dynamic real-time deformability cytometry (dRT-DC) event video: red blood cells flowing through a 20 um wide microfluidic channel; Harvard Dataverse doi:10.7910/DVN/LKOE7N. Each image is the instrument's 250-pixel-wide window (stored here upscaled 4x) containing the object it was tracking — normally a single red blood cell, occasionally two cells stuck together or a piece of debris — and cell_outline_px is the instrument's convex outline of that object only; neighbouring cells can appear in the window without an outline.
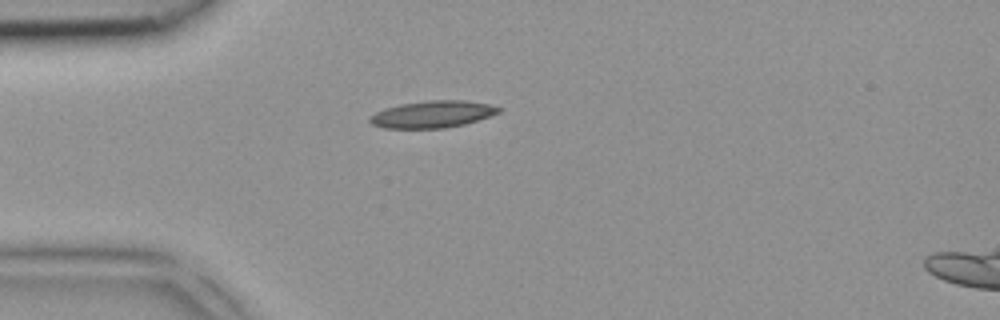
{"species": "common noctule bat (a hibernating species)", "species_latin": "Nyctalus noctula", "temperature_condition": "room temperature", "stored_images_in_passage": 3, "camera_frame_rate_fps": 3000, "um_per_image_px": 0.085, "animal": {"sex": "female", "body_mass_g": 18.4}, "frame": {"image": 1, "passage_image": 3, "time_ms": 0.667, "image_size_px": [1000, 320], "cell_outline_px": [[500, 112], [464, 124], [444, 128], [384, 128], [372, 124], [368, 120], [368, 116], [384, 108], [400, 104], [428, 100], [464, 100], [488, 104], [500, 108]], "centroid_in_image_um": [36.7, 9.71], "position_along_channel_um": 48.3, "area_um2": 20.11}}